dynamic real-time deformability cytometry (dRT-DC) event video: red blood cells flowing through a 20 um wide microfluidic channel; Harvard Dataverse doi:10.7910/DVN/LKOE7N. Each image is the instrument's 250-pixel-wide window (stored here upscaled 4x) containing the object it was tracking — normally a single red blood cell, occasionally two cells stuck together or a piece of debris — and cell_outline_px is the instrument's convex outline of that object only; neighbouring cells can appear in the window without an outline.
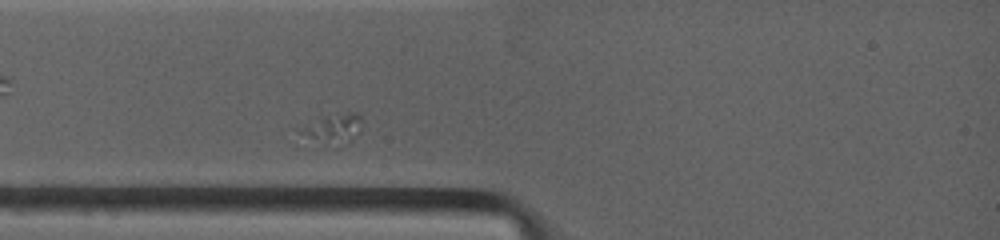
{"species": "common noctule bat (a hibernating species)", "species_latin": "Nyctalus noctula", "temperature_condition": "warm", "stored_images_in_passage": 2, "camera_frame_rate_fps": 4500, "um_per_image_px": 0.085, "animal": {"sex": "female", "body_mass_g": 19.0, "forearm_length_mm": 53.3}, "frame": {"image": 1, "passage_image": 2, "time_ms": 1.111, "image_size_px": [1000, 240], "cell_outline_px": [[360, 132], [336, 148], [316, 148], [300, 132], [300, 128], [324, 116], [348, 112], [356, 112], [360, 116]], "centroid_in_image_um": [28.24, 11.04], "position_along_channel_um": 56.8, "area_um2": 11.16}}